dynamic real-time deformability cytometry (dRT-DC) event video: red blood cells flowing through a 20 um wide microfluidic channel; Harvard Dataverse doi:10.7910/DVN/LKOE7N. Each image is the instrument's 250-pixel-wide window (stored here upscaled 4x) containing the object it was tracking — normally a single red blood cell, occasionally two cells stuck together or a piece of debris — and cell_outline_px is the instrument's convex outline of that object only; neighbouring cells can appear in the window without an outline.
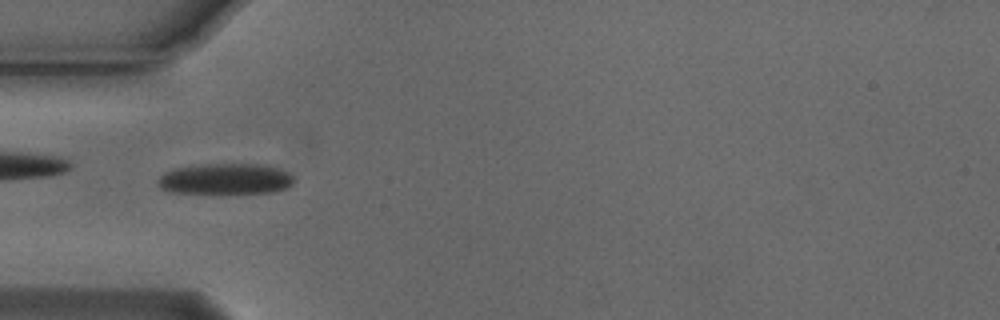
{"species": "Egyptian fruit bat (a non-hibernating species)", "species_latin": "Rousettus aegyptiacus", "temperature_condition": "cold", "stored_images_in_passage": 50, "camera_frame_rate_fps": 3000, "um_per_image_px": 0.085, "animal": {"sex": "male"}, "frame": {"image": 1, "passage_image": 13, "time_ms": 4.0, "image_size_px": [1000, 320], "cell_outline_px": [[292, 184], [288, 188], [276, 192], [172, 192], [160, 188], [156, 184], [156, 180], [164, 172], [172, 168], [200, 164], [264, 164], [288, 172], [292, 176]], "centroid_in_image_um": [19.12, 15.19], "position_along_channel_um": 65.9, "area_um2": 24.39}}
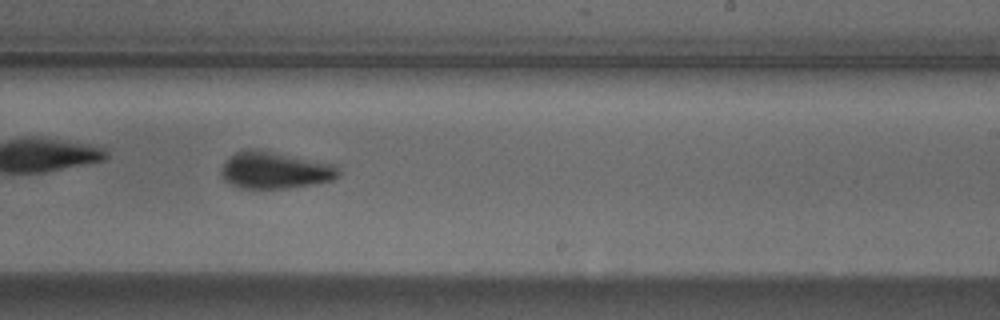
{"frame": {"image": 2, "passage_image": 29, "time_ms": 9.333, "image_size_px": [1000, 320], "cell_outline_px": [[340, 176], [332, 180], [312, 184], [288, 188], [240, 188], [228, 184], [224, 180], [220, 172], [224, 164], [236, 152], [244, 148], [260, 148], [336, 164], [340, 172]], "centroid_in_image_um": [23.38, 14.44], "position_along_channel_um": 265.6, "area_um2": 25.66}}
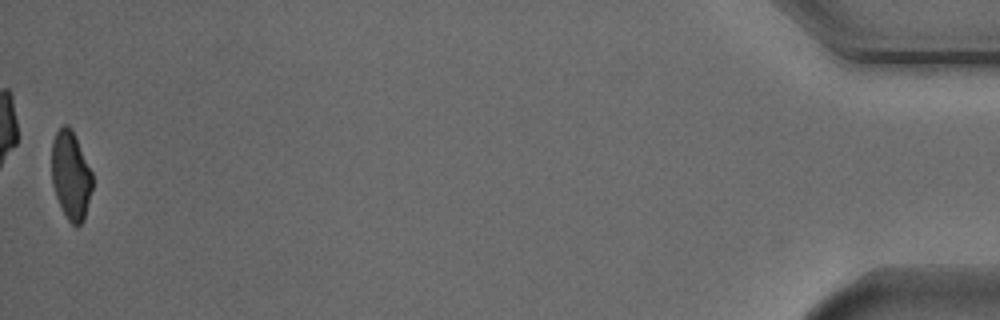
{"frame": {"image": 3, "passage_image": 50, "time_ms": 16.333, "image_size_px": [1000, 320], "cell_outline_px": [[92, 188], [84, 220], [76, 228], [68, 220], [56, 196], [52, 184], [52, 140], [56, 132], [64, 124], [68, 124], [72, 128], [76, 136], [92, 172]], "centroid_in_image_um": [6.02, 14.88], "position_along_channel_um": 429.2, "area_um2": 21.04}, "authors_computed_cell_mechanics": {"area_um2": 23.8136, "velocity_mm_per_s": 3.7629, "shape_relaxation_time_tau1_ms": 4.0496, "shape_relaxation_time_tau2_ms": 3.2989, "deformation_change_tau1": 0.1202, "deformation_change_tau2": 0.0855}}